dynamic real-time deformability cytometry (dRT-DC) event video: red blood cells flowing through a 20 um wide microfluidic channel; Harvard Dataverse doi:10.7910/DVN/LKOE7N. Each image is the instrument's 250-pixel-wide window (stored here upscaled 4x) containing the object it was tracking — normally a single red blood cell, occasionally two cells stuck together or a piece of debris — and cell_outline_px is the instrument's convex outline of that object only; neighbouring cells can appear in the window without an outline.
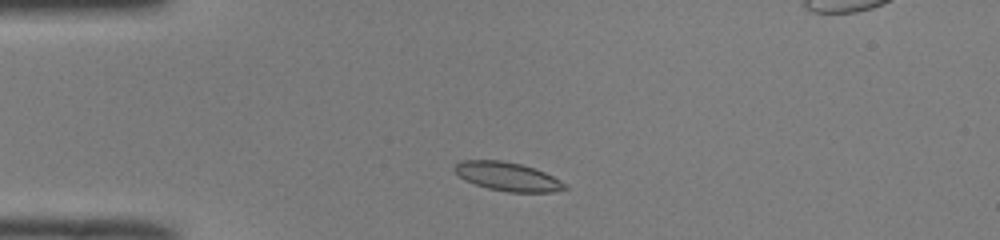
{"species": "common noctule bat (a hibernating species)", "species_latin": "Nyctalus noctula", "temperature_condition": "room temperature", "stored_images_in_passage": 43, "camera_frame_rate_fps": 3000, "um_per_image_px": 0.085, "animal": {"sex": "male", "body_mass_g": 19.0, "forearm_length_mm": 50.8}, "frame": {"image": 1, "passage_image": 4, "time_ms": 1.0, "image_size_px": [1000, 240], "cell_outline_px": [[568, 188], [552, 192], [508, 192], [488, 188], [464, 180], [452, 168], [460, 160], [500, 160], [520, 164], [536, 168], [568, 184]], "centroid_in_image_um": [43.16, 15.0], "position_along_channel_um": 41.8, "area_um2": 18.44}}
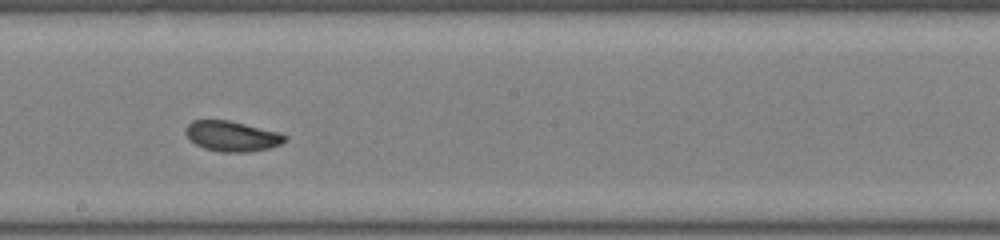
{"frame": {"image": 2, "passage_image": 20, "time_ms": 6.333, "image_size_px": [1000, 240], "cell_outline_px": [[288, 136], [280, 144], [268, 148], [248, 152], [220, 152], [204, 148], [196, 144], [184, 132], [188, 124], [192, 120], [228, 120], [280, 132]], "centroid_in_image_um": [19.72, 11.57], "position_along_channel_um": 228.5, "area_um2": 17.4}}
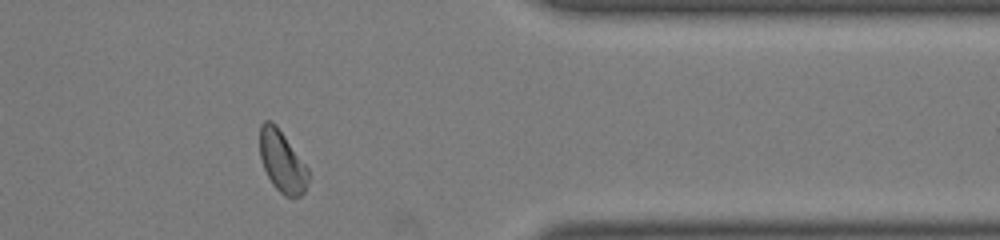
{"frame": {"image": 3, "passage_image": 33, "time_ms": 10.667, "image_size_px": [1000, 240], "cell_outline_px": [[308, 180], [304, 192], [300, 196], [284, 196], [272, 184], [264, 168], [260, 156], [260, 124], [264, 120], [268, 120], [276, 124], [308, 168]], "centroid_in_image_um": [23.97, 13.71], "position_along_channel_um": 387.4, "area_um2": 17.17}, "authors_computed_cell_mechanics": {"area_um2": 17.629, "velocity_mm_per_s": 4.0055, "shape_relaxation_time_tau1_ms": 6.1425, "shape_relaxation_time_tau2_ms": 3.2756, "deformation_change_tau1": 0.1164, "deformation_change_tau2": 0.07}}